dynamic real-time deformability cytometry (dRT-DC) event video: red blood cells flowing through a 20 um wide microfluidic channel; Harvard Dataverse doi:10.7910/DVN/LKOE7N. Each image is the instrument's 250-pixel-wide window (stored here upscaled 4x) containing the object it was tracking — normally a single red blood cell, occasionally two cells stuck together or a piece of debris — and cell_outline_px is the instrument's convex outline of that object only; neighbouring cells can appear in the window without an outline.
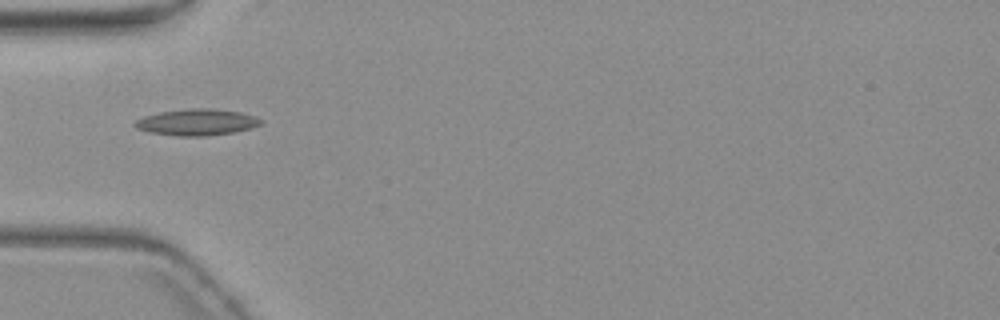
{"species": "common noctule bat (a hibernating species)", "species_latin": "Nyctalus noctula", "temperature_condition": "warm", "stored_images_in_passage": 9, "camera_frame_rate_fps": 3000, "um_per_image_px": 0.085, "animal": {"sex": "female", "body_mass_g": 19.3, "forearm_length_mm": 54.1}, "frame": {"image": 1, "passage_image": 3, "time_ms": 2.667, "image_size_px": [1000, 320], "cell_outline_px": [[264, 120], [260, 124], [252, 128], [236, 132], [204, 136], [176, 136], [148, 132], [136, 128], [132, 124], [136, 120], [144, 116], [160, 112], [192, 108], [212, 108], [240, 112], [256, 116]], "centroid_in_image_um": [16.74, 10.39], "position_along_channel_um": 68.3, "area_um2": 19.54}}
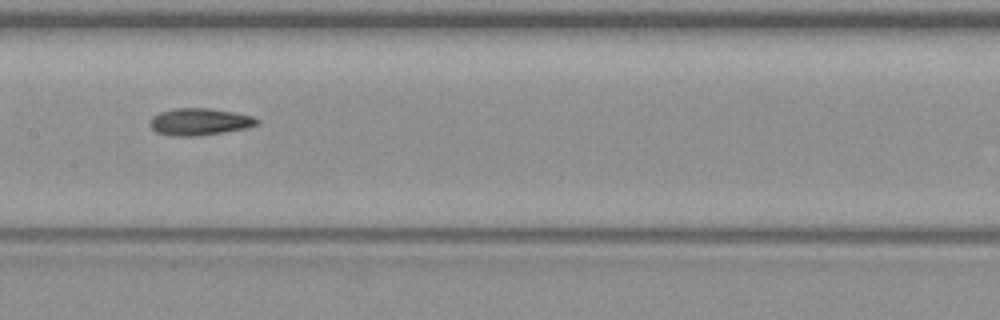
{"frame": {"image": 2, "passage_image": 6, "time_ms": 6.0, "image_size_px": [1000, 320], "cell_outline_px": [[260, 120], [256, 124], [248, 128], [224, 132], [196, 136], [172, 136], [156, 132], [148, 124], [152, 116], [160, 112], [176, 108], [208, 108], [232, 112], [252, 116]], "centroid_in_image_um": [16.93, 10.35], "position_along_channel_um": 190.5, "area_um2": 16.82}}
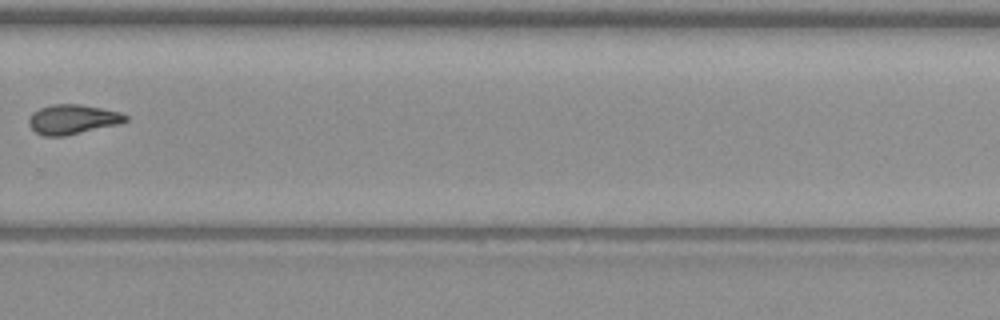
{"frame": {"image": 3, "passage_image": 9, "time_ms": 9.667, "image_size_px": [1000, 320], "cell_outline_px": [[128, 120], [120, 124], [64, 136], [44, 136], [36, 132], [28, 124], [28, 120], [32, 112], [40, 108], [52, 104], [80, 104], [120, 112], [128, 116]], "centroid_in_image_um": [6.17, 10.14], "position_along_channel_um": 323.6, "area_um2": 16.7}}